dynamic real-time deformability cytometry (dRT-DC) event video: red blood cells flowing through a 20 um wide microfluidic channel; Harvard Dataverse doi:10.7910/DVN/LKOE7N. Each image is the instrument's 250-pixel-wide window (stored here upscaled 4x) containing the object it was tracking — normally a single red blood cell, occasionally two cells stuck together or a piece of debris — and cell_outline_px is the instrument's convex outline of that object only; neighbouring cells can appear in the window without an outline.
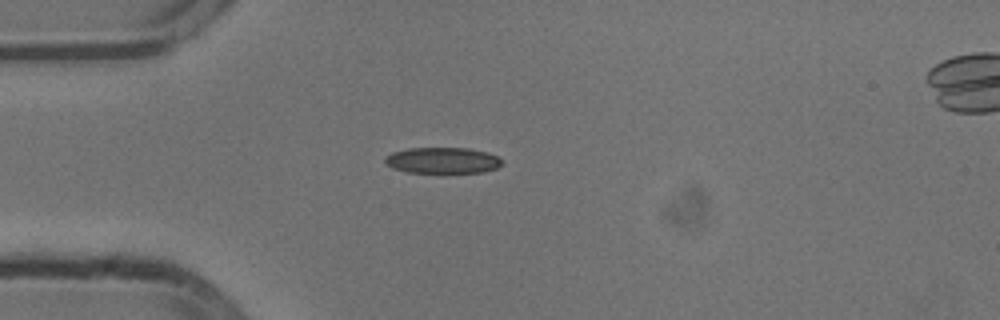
{"species": "common noctule bat (a hibernating species)", "species_latin": "Nyctalus noctula", "temperature_condition": "cold", "stored_images_in_passage": 40, "camera_frame_rate_fps": 3000, "um_per_image_px": 0.085, "animal": {"sex": "male", "body_mass_g": 13.3}, "frame": {"image": 1, "passage_image": 1, "time_ms": 0.0, "image_size_px": [1000, 320], "cell_outline_px": [[500, 164], [496, 168], [484, 172], [408, 172], [392, 168], [384, 164], [384, 156], [392, 152], [408, 148], [468, 148], [488, 152], [496, 156], [500, 160]], "centroid_in_image_um": [37.55, 13.62], "position_along_channel_um": 47.5, "area_um2": 17.69}}
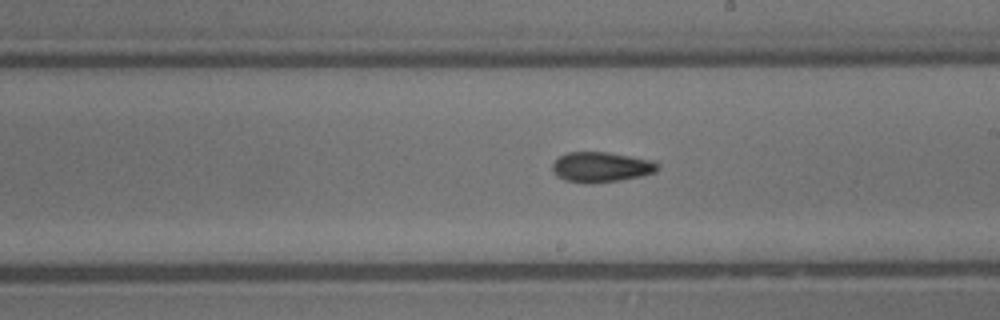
{"frame": {"image": 2, "passage_image": 17, "time_ms": 5.333, "image_size_px": [1000, 320], "cell_outline_px": [[660, 168], [656, 172], [640, 176], [620, 180], [584, 184], [564, 180], [556, 176], [552, 172], [552, 164], [560, 156], [568, 152], [608, 152], [652, 160], [660, 164]], "centroid_in_image_um": [51.09, 14.2], "position_along_channel_um": 237.9, "area_um2": 18.67}}
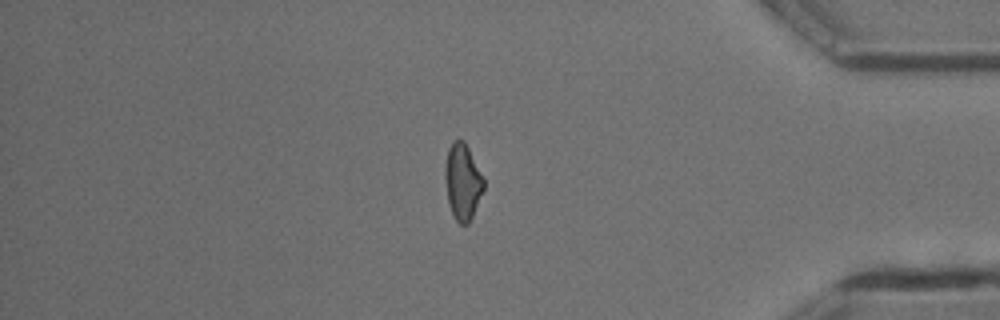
{"frame": {"image": 3, "passage_image": 32, "time_ms": 10.333, "image_size_px": [1000, 320], "cell_outline_px": [[484, 188], [472, 216], [468, 224], [460, 224], [456, 220], [452, 212], [448, 200], [444, 176], [444, 168], [448, 148], [452, 140], [464, 140], [484, 180]], "centroid_in_image_um": [39.3, 15.42], "position_along_channel_um": 395.9, "area_um2": 16.88}, "authors_computed_cell_mechanics": {"area_um2": 17.6868, "velocity_mm_per_s": 3.8146, "shape_relaxation_time_tau1_ms": null, "shape_relaxation_time_tau2_ms": 8.5521, "deformation_change_tau1": null, "deformation_change_tau2": 0.1561}}